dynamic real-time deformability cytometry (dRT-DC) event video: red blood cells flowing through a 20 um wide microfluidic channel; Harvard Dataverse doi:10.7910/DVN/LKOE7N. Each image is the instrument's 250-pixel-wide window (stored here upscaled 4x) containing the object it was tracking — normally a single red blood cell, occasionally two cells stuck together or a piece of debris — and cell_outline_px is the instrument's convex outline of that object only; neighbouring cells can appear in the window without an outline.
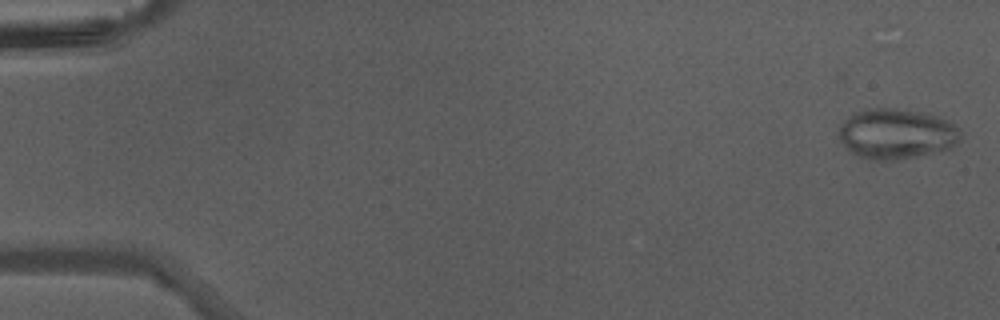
{"species": "Egyptian fruit bat (a non-hibernating species)", "species_latin": "Rousettus aegyptiacus", "temperature_condition": "warm", "stored_images_in_passage": 8, "camera_frame_rate_fps": 3000, "um_per_image_px": 0.085, "animal": {"sex": "male"}, "frame": {"image": 1, "passage_image": 1, "time_ms": 0.0, "image_size_px": [1000, 320], "cell_outline_px": [[960, 140], [948, 148], [916, 156], [880, 160], [860, 156], [852, 152], [840, 140], [840, 128], [844, 120], [856, 112], [864, 108], [892, 108], [928, 112], [948, 120], [960, 128]], "centroid_in_image_um": [76.23, 11.33], "position_along_channel_um": 8.8, "area_um2": 35.14}}